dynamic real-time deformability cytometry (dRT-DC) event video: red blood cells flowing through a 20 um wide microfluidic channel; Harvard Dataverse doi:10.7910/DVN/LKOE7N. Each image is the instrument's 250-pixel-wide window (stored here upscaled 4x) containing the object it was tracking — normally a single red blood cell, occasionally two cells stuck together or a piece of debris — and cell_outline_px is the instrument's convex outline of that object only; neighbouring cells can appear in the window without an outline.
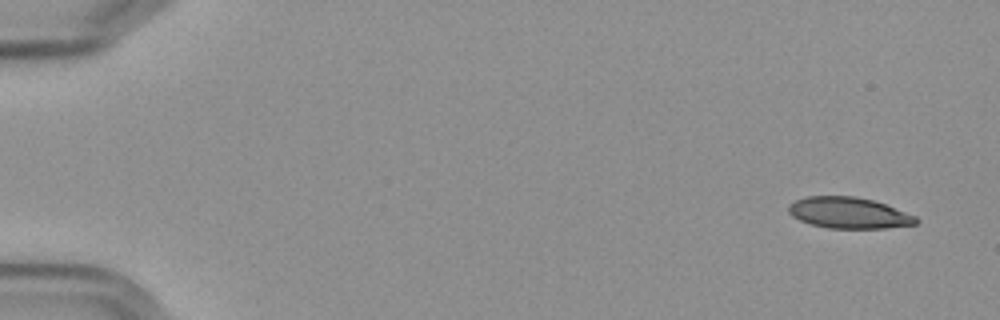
{"species": "Egyptian fruit bat (a non-hibernating species)", "species_latin": "Rousettus aegyptiacus", "temperature_condition": "cold", "stored_images_in_passage": 5, "camera_frame_rate_fps": 3000, "um_per_image_px": 0.085, "frame": {"image": 1, "passage_image": 1, "time_ms": 0.0, "image_size_px": [1000, 320], "cell_outline_px": [[920, 220], [916, 224], [884, 228], [828, 228], [812, 224], [800, 220], [792, 216], [788, 212], [788, 204], [796, 200], [808, 196], [852, 196], [872, 200], [884, 204], [916, 216]], "centroid_in_image_um": [72.13, 18.09], "position_along_channel_um": 12.9, "area_um2": 22.95}}
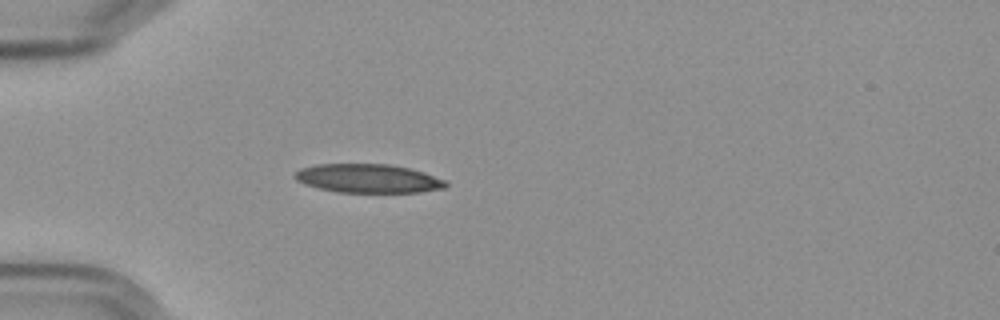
{"frame": {"image": 2, "passage_image": 5, "time_ms": 4.667, "image_size_px": [1000, 320], "cell_outline_px": [[448, 184], [444, 188], [420, 192], [340, 192], [320, 188], [304, 184], [296, 180], [292, 176], [300, 168], [316, 164], [388, 164], [408, 168], [424, 172], [444, 180]], "centroid_in_image_um": [31.26, 15.16], "position_along_channel_um": 53.7, "area_um2": 25.14}}